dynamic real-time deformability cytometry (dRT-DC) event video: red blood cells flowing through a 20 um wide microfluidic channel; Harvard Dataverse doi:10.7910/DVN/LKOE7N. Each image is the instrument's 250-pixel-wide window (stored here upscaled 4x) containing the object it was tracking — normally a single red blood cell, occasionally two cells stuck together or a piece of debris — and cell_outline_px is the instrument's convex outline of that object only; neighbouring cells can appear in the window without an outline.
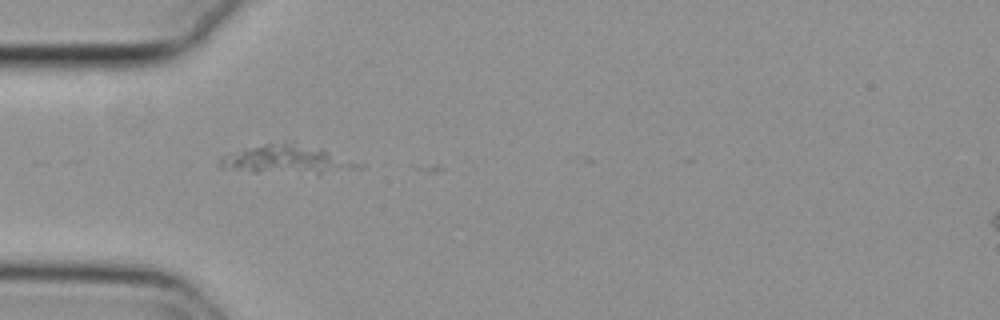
{"species": "common noctule bat (a hibernating species)", "species_latin": "Nyctalus noctula", "temperature_condition": "cold", "stored_images_in_passage": 2, "camera_frame_rate_fps": 3000, "um_per_image_px": 0.085, "animal": {"sex": "female", "body_mass_g": 29.2, "forearm_length_mm": 56.3}, "frame": {"image": 1, "passage_image": 1, "time_ms": 0.0, "image_size_px": [1000, 320], "cell_outline_px": [[340, 164], [320, 172], [252, 172], [220, 168], [220, 156], [264, 144], [292, 140], [296, 140], [320, 148]], "centroid_in_image_um": [23.75, 13.47], "position_along_channel_um": 61.3, "area_um2": 20.11}}